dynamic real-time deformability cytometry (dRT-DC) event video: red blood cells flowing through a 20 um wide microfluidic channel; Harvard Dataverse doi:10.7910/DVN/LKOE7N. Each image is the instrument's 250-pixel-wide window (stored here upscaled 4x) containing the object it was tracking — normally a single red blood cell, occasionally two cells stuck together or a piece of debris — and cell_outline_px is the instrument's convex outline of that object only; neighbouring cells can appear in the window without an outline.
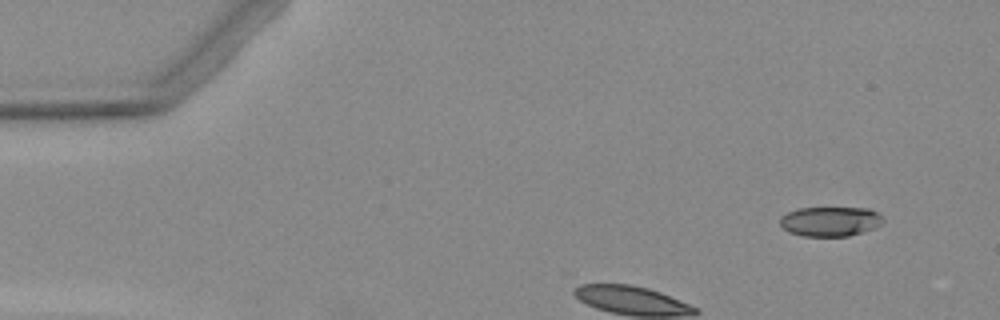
{"species": "Egyptian fruit bat (a non-hibernating species)", "species_latin": "Rousettus aegyptiacus", "temperature_condition": "warm", "stored_images_in_passage": 6, "camera_frame_rate_fps": 3000, "um_per_image_px": 0.085, "animal": {"sex": "female"}, "frame": {"image": 1, "passage_image": 2, "time_ms": 1.0, "image_size_px": [1000, 320], "cell_outline_px": [[884, 220], [876, 228], [848, 236], [804, 236], [788, 232], [780, 224], [780, 216], [788, 212], [800, 208], [868, 208], [876, 212]], "centroid_in_image_um": [70.56, 18.82], "position_along_channel_um": 14.4, "area_um2": 17.74}}
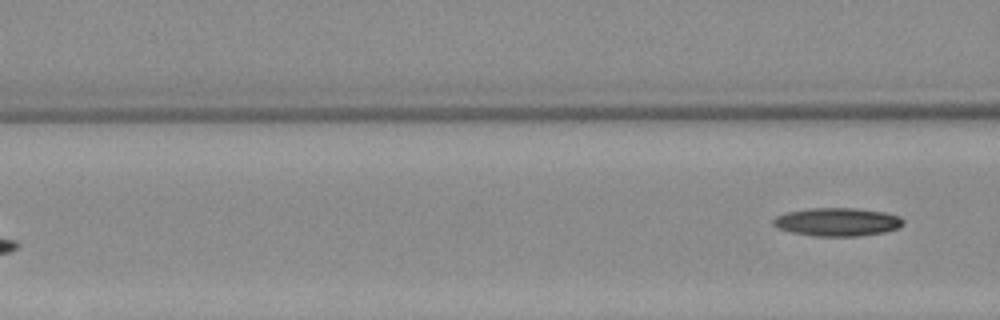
{"frame": {"image": 2, "passage_image": 6, "time_ms": 6.0, "image_size_px": [1000, 320], "cell_outline_px": [[904, 224], [900, 228], [884, 232], [860, 236], [812, 236], [792, 232], [780, 228], [772, 224], [772, 220], [776, 216], [788, 212], [812, 208], [856, 208], [884, 212], [900, 216], [904, 220]], "centroid_in_image_um": [71.21, 18.87], "position_along_channel_um": 95.4, "area_um2": 21.44}}